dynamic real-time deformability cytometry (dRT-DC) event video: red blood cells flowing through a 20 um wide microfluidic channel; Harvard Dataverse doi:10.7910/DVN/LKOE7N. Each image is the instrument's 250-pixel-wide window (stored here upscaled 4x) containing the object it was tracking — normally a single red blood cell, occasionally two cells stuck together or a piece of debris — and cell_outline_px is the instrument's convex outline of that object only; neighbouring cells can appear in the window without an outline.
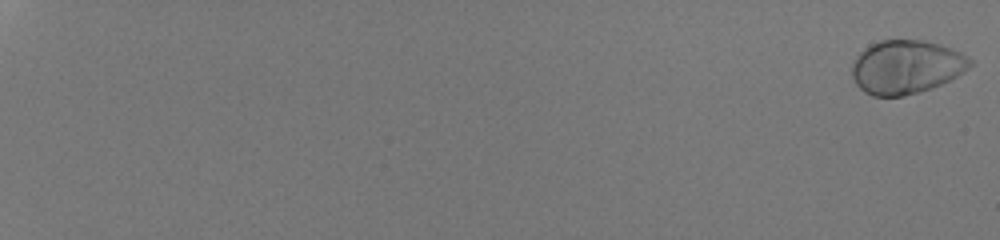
{"species": "human", "species_latin": "Homo sapiens", "temperature_condition": "room temperature", "stored_images_in_passage": 55, "camera_frame_rate_fps": 3000, "um_per_image_px": 0.085, "donor": {"sex": "male"}, "frame": {"image": 1, "passage_image": 1, "time_ms": 0.0, "image_size_px": [1000, 240], "cell_outline_px": [[972, 64], [964, 72], [940, 84], [904, 96], [872, 96], [864, 92], [856, 84], [852, 76], [852, 64], [856, 56], [868, 44], [880, 40], [920, 40], [940, 44], [960, 52], [968, 56], [972, 60]], "centroid_in_image_um": [76.99, 5.68], "position_along_channel_um": 8.0, "area_um2": 36.82}}
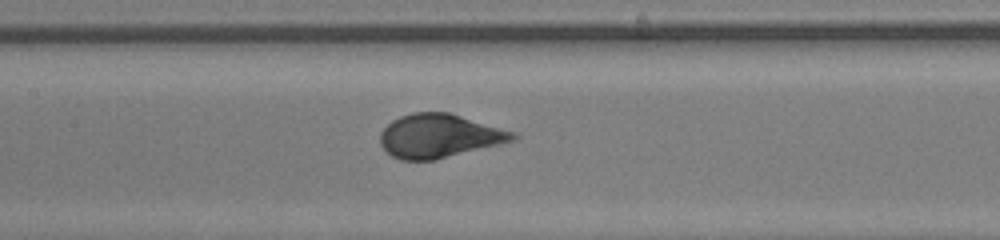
{"frame": {"image": 2, "passage_image": 33, "time_ms": 10.667, "image_size_px": [1000, 240], "cell_outline_px": [[520, 136], [516, 140], [432, 160], [400, 160], [392, 156], [380, 144], [380, 132], [392, 120], [400, 116], [412, 112], [448, 112], [516, 132]], "centroid_in_image_um": [37.33, 11.54], "position_along_channel_um": 170.1, "area_um2": 33.58}}
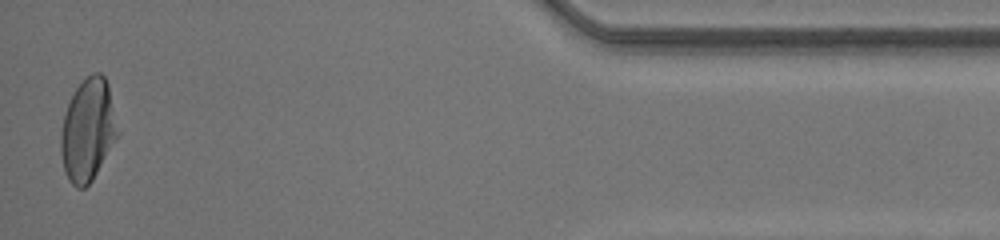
{"frame": {"image": 3, "passage_image": 55, "time_ms": 18.0, "image_size_px": [1000, 240], "cell_outline_px": [[120, 132], [92, 180], [84, 188], [76, 188], [68, 180], [64, 168], [60, 152], [60, 136], [64, 116], [68, 104], [76, 88], [92, 72], [100, 72], [104, 76], [108, 84]], "centroid_in_image_um": [7.48, 11.05], "position_along_channel_um": 427.7, "area_um2": 33.76}, "authors_computed_cell_mechanics": {"area_um2": 34.7378, "velocity_mm_per_s": 4.2197, "shape_relaxation_time_tau1_ms": 2.833, "shape_relaxation_time_tau2_ms": null, "deformation_change_tau1": 0.1922, "deformation_change_tau2": null}}